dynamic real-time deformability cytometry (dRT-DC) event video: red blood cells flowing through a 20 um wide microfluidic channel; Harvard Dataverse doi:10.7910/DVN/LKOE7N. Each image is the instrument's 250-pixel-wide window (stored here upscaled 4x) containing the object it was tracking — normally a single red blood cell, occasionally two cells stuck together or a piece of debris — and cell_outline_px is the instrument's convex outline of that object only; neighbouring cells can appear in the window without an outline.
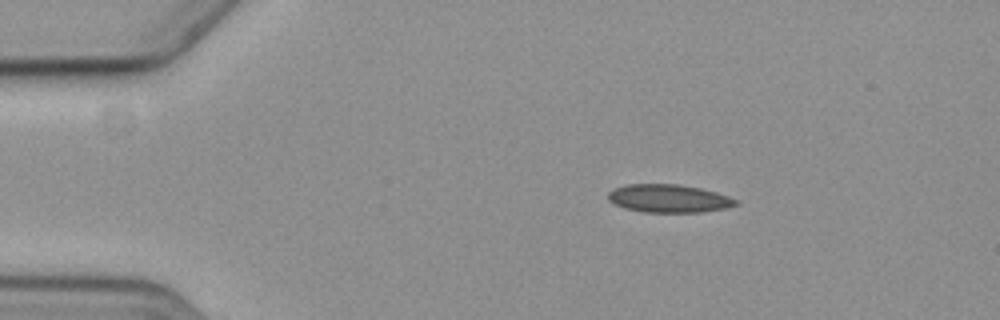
{"species": "common noctule bat (a hibernating species)", "species_latin": "Nyctalus noctula", "temperature_condition": "cold", "stored_images_in_passage": 4, "camera_frame_rate_fps": 3000, "um_per_image_px": 0.085, "animal": {"sex": "female", "body_mass_g": 19.3, "forearm_length_mm": 54.1}, "frame": {"image": 1, "passage_image": 2, "time_ms": 1.333, "image_size_px": [1000, 320], "cell_outline_px": [[740, 204], [724, 208], [700, 212], [644, 212], [624, 208], [608, 200], [608, 192], [612, 188], [624, 184], [676, 184], [700, 188], [716, 192], [728, 196], [736, 200]], "centroid_in_image_um": [56.8, 16.86], "position_along_channel_um": 28.2, "area_um2": 20.87}}